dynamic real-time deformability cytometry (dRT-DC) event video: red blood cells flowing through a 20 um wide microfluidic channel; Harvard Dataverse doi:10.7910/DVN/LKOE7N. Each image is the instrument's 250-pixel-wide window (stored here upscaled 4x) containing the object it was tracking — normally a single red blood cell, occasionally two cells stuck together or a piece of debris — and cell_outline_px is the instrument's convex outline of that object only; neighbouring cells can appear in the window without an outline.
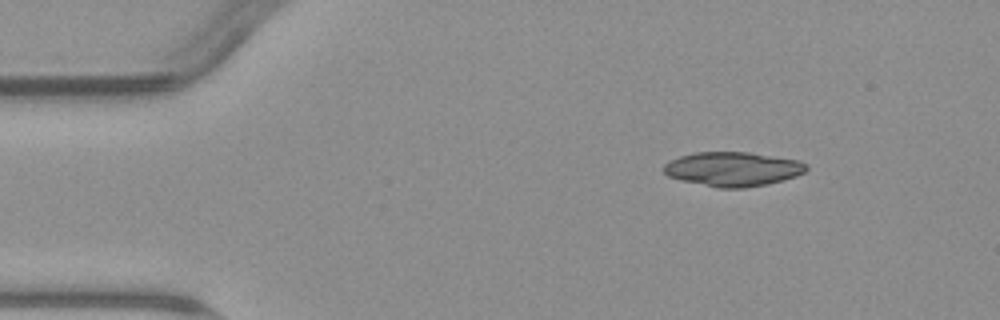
{"species": "common noctule bat (a hibernating species)", "species_latin": "Nyctalus noctula", "temperature_condition": "warm", "stored_images_in_passage": 5, "segment_of_instrument_passage": [2, 2], "camera_frame_rate_fps": 3000, "um_per_image_px": 0.085, "animal": {"sex": "male", "body_mass_g": 23.1, "forearm_length_mm": 52.7}, "frame": {"image": 1, "passage_image": 5, "time_ms": 5.667, "image_size_px": [1000, 320], "cell_outline_px": [[808, 168], [804, 172], [796, 176], [784, 180], [768, 184], [744, 188], [720, 188], [680, 180], [668, 176], [664, 172], [664, 164], [668, 160], [680, 156], [696, 152], [748, 152], [800, 160], [808, 164]], "centroid_in_image_um": [62.31, 14.37], "position_along_channel_um": 22.7, "area_um2": 28.67}}